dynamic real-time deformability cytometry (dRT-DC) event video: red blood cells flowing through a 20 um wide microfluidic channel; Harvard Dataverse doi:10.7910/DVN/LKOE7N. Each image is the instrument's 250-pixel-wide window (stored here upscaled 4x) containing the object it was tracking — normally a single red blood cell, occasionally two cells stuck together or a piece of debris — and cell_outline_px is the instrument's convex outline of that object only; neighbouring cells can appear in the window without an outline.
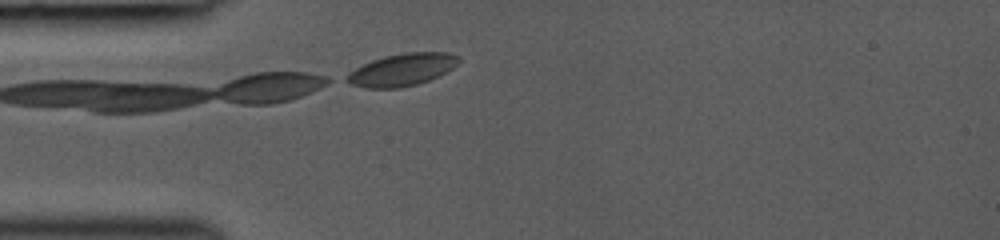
{"species": "common noctule bat (a hibernating species)", "species_latin": "Nyctalus noctula", "temperature_condition": "room temperature", "stored_images_in_passage": 5, "camera_frame_rate_fps": 3000, "um_per_image_px": 0.085, "animal": {"sex": "female", "body_mass_g": 19.0, "forearm_length_mm": 53.3}, "frame": {"image": 1, "passage_image": 5, "time_ms": 1.0, "image_size_px": [1000, 240], "cell_outline_px": [[460, 60], [452, 68], [440, 76], [416, 84], [400, 88], [364, 88], [352, 84], [344, 80], [344, 76], [356, 68], [372, 60], [384, 56], [404, 52], [448, 52], [460, 56]], "centroid_in_image_um": [34.17, 5.92], "position_along_channel_um": 50.8, "area_um2": 21.15}}